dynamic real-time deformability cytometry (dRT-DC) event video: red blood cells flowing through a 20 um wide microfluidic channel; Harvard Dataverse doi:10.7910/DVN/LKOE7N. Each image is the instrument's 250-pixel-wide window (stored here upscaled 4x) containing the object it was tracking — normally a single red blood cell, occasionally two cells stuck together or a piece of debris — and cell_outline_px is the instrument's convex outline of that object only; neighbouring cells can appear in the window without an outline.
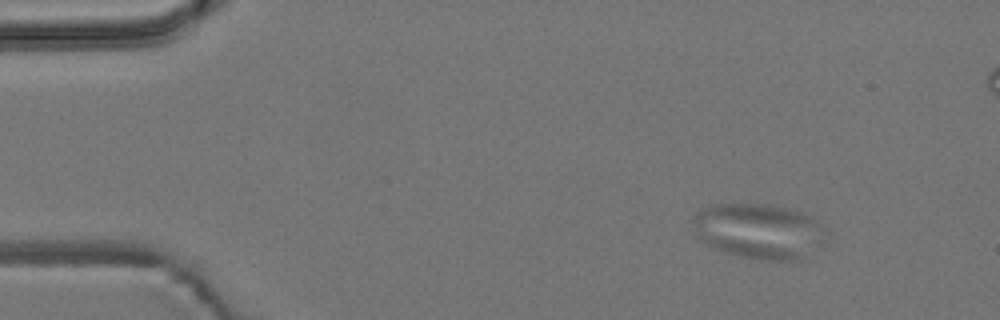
{"species": "common noctule bat (a hibernating species)", "species_latin": "Nyctalus noctula", "temperature_condition": "room temperature", "stored_images_in_passage": 6, "camera_frame_rate_fps": 3000, "um_per_image_px": 0.085, "animal": {"sex": "male", "body_mass_g": 19.2, "forearm_length_mm": 51.8}, "frame": {"image": 1, "passage_image": 2, "time_ms": 1.333, "image_size_px": [1000, 320], "cell_outline_px": [[820, 224], [800, 256], [792, 260], [768, 260], [740, 256], [716, 248], [708, 244], [696, 236], [692, 220], [696, 212], [712, 204], [768, 204], [788, 208], [804, 212], [812, 216]], "centroid_in_image_um": [64.24, 19.56], "position_along_channel_um": 20.8, "area_um2": 40.23}}